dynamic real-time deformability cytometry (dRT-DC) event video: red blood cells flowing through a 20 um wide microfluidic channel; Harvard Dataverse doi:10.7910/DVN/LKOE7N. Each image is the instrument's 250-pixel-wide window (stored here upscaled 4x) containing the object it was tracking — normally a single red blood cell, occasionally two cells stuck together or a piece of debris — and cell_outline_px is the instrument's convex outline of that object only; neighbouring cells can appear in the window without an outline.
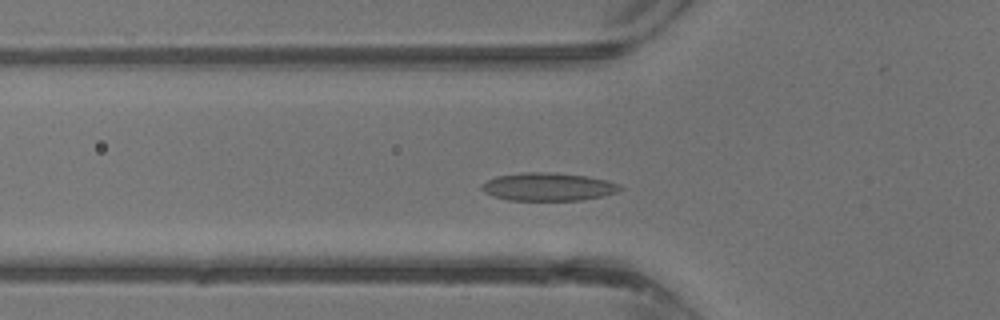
{"species": "common noctule bat (a hibernating species)", "species_latin": "Nyctalus noctula", "temperature_condition": "warm", "stored_images_in_passage": 34, "camera_frame_rate_fps": 3000, "um_per_image_px": 0.085, "animal": {"sex": "male", "body_mass_g": 13.3}, "frame": {"image": 1, "passage_image": 9, "time_ms": 2.667, "image_size_px": [1000, 320], "cell_outline_px": [[624, 188], [616, 192], [600, 196], [580, 200], [508, 200], [484, 192], [480, 188], [480, 184], [496, 176], [524, 172], [552, 172], [584, 176], [608, 180], [620, 184]], "centroid_in_image_um": [46.58, 15.87], "position_along_channel_um": 79.2, "area_um2": 22.48}}
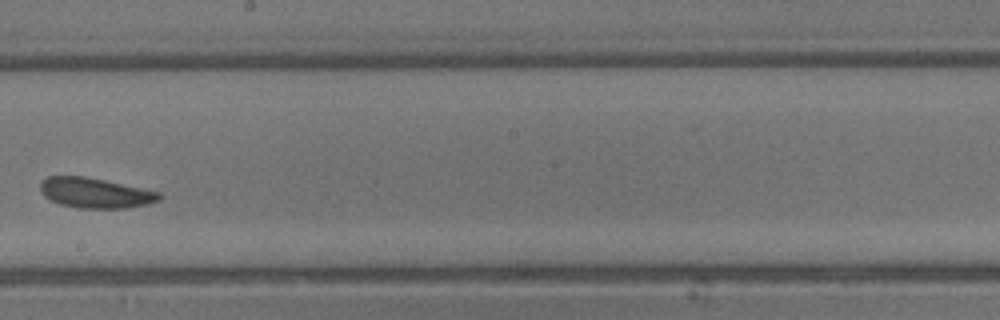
{"frame": {"image": 2, "passage_image": 18, "time_ms": 5.667, "image_size_px": [1000, 320], "cell_outline_px": [[164, 196], [160, 200], [148, 204], [128, 208], [76, 208], [60, 204], [44, 196], [40, 192], [40, 180], [48, 176], [84, 176], [104, 180], [160, 192]], "centroid_in_image_um": [8.09, 16.4], "position_along_channel_um": 240.1, "area_um2": 21.04}}
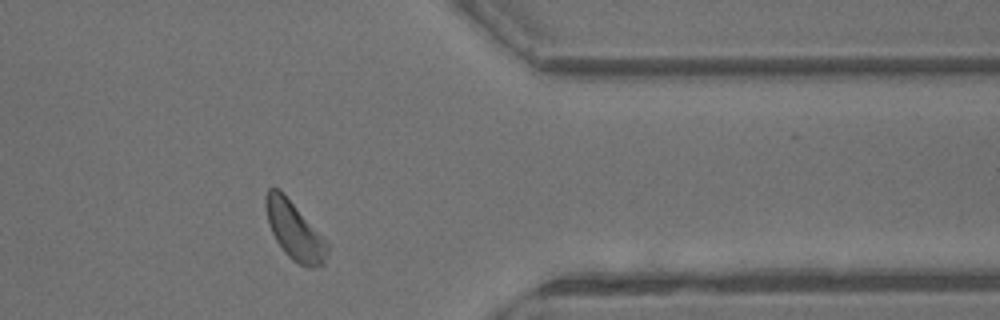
{"frame": {"image": 3, "passage_image": 27, "time_ms": 8.667, "image_size_px": [1000, 320], "cell_outline_px": [[328, 252], [324, 264], [312, 268], [308, 268], [292, 260], [284, 252], [276, 240], [268, 224], [264, 204], [264, 196], [268, 188], [280, 188], [328, 244]], "centroid_in_image_um": [24.99, 19.6], "position_along_channel_um": 386.4, "area_um2": 20.63}}